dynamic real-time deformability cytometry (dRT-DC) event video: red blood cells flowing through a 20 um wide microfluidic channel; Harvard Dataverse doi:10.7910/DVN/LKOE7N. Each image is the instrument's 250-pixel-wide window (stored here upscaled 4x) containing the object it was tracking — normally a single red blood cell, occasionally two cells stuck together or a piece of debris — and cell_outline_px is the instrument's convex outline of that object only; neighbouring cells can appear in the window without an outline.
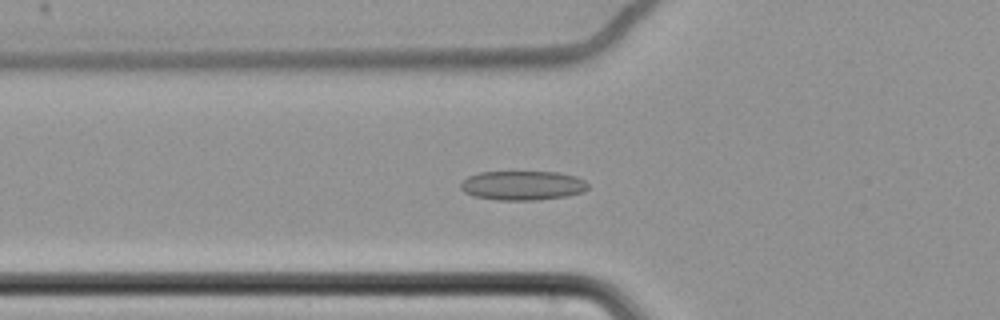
{"species": "common noctule bat (a hibernating species)", "species_latin": "Nyctalus noctula", "temperature_condition": "cold", "stored_images_in_passage": 65, "camera_frame_rate_fps": 3000, "um_per_image_px": 0.085, "animal": {"sex": "female", "body_mass_g": 22.7, "forearm_length_mm": 54.2}, "frame": {"image": 1, "passage_image": 27, "time_ms": 8.667, "image_size_px": [1000, 320], "cell_outline_px": [[588, 188], [584, 192], [568, 196], [536, 200], [496, 200], [472, 196], [464, 192], [460, 188], [460, 184], [468, 176], [480, 172], [556, 172], [576, 176], [584, 180], [588, 184]], "centroid_in_image_um": [44.42, 15.77], "position_along_channel_um": 81.4, "area_um2": 21.91}}
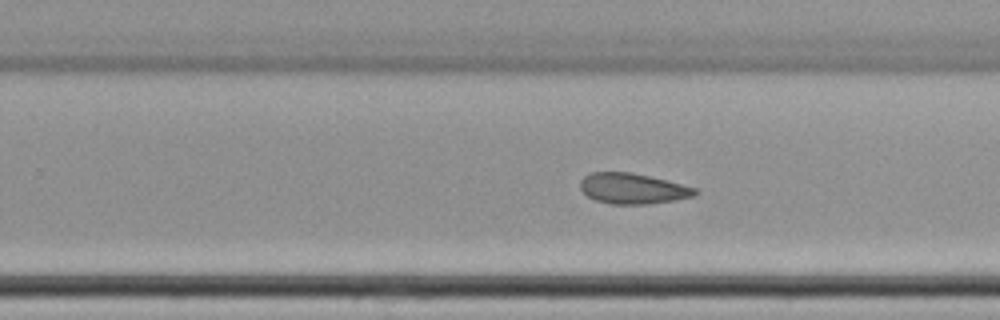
{"frame": {"image": 2, "passage_image": 44, "time_ms": 14.333, "image_size_px": [1000, 320], "cell_outline_px": [[700, 192], [696, 196], [648, 204], [612, 204], [596, 200], [588, 196], [580, 188], [580, 180], [584, 176], [592, 172], [632, 172], [700, 188]], "centroid_in_image_um": [53.83, 16.02], "position_along_channel_um": 276.0, "area_um2": 20.58}}
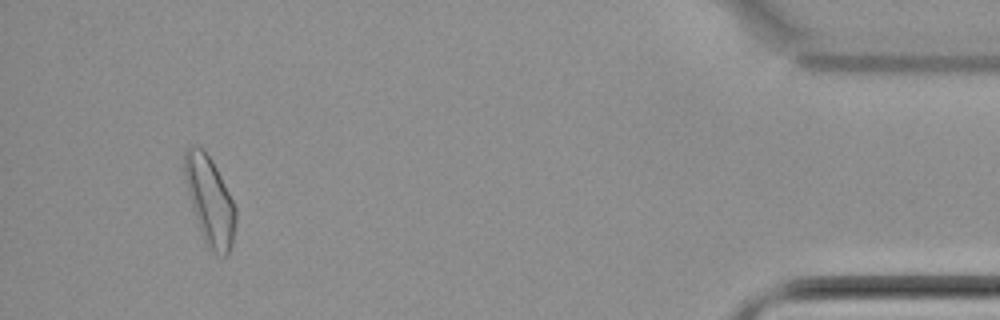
{"frame": {"image": 3, "passage_image": 62, "time_ms": 20.333, "image_size_px": [1000, 320], "cell_outline_px": [[236, 220], [232, 244], [228, 256], [224, 256], [208, 248], [204, 240], [192, 208], [184, 176], [184, 152], [192, 144], [196, 144], [212, 160], [236, 208]], "centroid_in_image_um": [17.83, 17.06], "position_along_channel_um": 417.4, "area_um2": 25.84}, "authors_computed_cell_mechanics": {"area_um2": 21.964, "velocity_mm_per_s": 3.45, "shape_relaxation_time_tau1_ms": null, "shape_relaxation_time_tau2_ms": 7.1805, "deformation_change_tau1": null, "deformation_change_tau2": 0.1302}}